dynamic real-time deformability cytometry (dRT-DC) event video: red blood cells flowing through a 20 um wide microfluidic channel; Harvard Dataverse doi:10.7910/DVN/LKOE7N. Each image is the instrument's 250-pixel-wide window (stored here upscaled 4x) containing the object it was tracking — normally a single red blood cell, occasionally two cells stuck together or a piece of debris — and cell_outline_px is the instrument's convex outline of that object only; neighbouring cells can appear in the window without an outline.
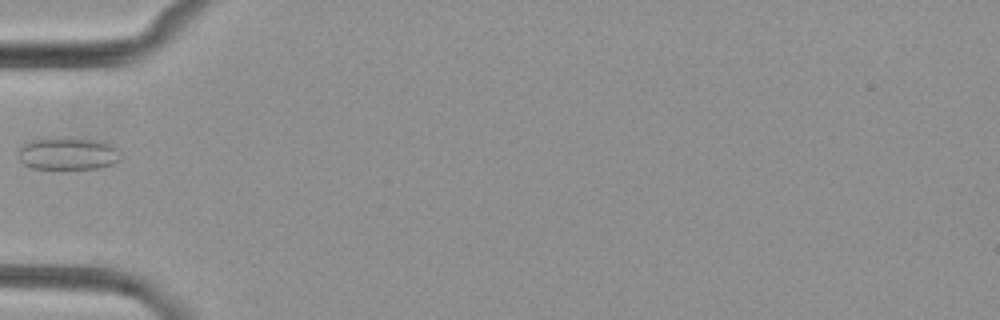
{"species": "common noctule bat (a hibernating species)", "species_latin": "Nyctalus noctula", "temperature_condition": "cold", "stored_images_in_passage": 2, "camera_frame_rate_fps": 3000, "um_per_image_px": 0.085, "animal": {"sex": "female", "body_mass_g": 29.2, "forearm_length_mm": 56.3}, "frame": {"image": 1, "passage_image": 2, "time_ms": 1.0, "image_size_px": [1000, 320], "cell_outline_px": [[120, 160], [112, 164], [100, 168], [32, 168], [24, 164], [20, 160], [20, 148], [24, 144], [32, 140], [96, 140], [112, 144], [120, 152]], "centroid_in_image_um": [5.83, 13.1], "position_along_channel_um": 79.2, "area_um2": 18.44}}